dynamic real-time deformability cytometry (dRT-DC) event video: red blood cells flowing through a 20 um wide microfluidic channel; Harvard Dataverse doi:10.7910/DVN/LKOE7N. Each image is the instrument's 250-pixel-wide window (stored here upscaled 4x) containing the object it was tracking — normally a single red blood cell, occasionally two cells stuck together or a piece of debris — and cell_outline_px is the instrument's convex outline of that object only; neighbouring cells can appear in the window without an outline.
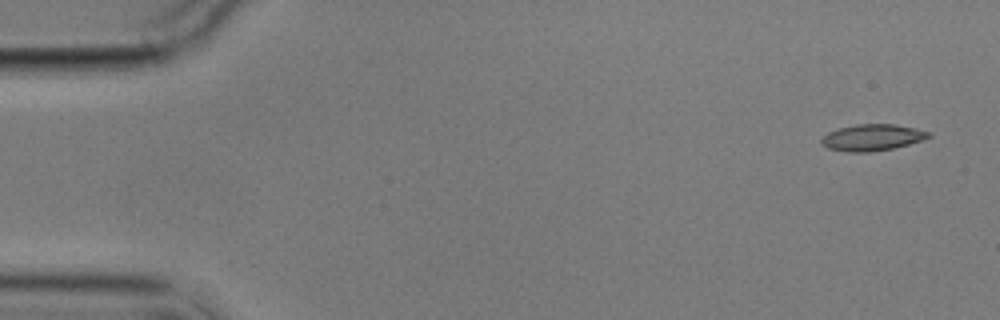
{"species": "common noctule bat (a hibernating species)", "species_latin": "Nyctalus noctula", "temperature_condition": "cold", "stored_images_in_passage": 5, "camera_frame_rate_fps": 3000, "um_per_image_px": 0.085, "animal": {"sex": "male", "body_mass_g": 17.9}, "frame": {"image": 1, "passage_image": 1, "time_ms": 0.0, "image_size_px": [1000, 320], "cell_outline_px": [[932, 136], [908, 144], [892, 148], [868, 152], [848, 152], [828, 148], [820, 144], [820, 140], [828, 132], [840, 128], [856, 124], [892, 124], [916, 128], [928, 132]], "centroid_in_image_um": [74.1, 11.68], "position_along_channel_um": 10.9, "area_um2": 16.3}}
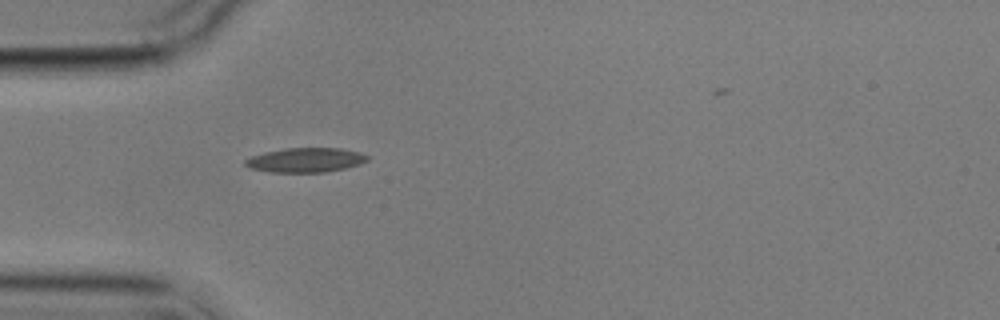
{"frame": {"image": 2, "passage_image": 5, "time_ms": 4.667, "image_size_px": [1000, 320], "cell_outline_px": [[368, 160], [360, 164], [344, 168], [324, 172], [268, 172], [248, 168], [244, 164], [244, 160], [252, 156], [264, 152], [284, 148], [340, 148], [360, 152], [368, 156]], "centroid_in_image_um": [25.94, 13.6], "position_along_channel_um": 59.1, "area_um2": 17.46}}